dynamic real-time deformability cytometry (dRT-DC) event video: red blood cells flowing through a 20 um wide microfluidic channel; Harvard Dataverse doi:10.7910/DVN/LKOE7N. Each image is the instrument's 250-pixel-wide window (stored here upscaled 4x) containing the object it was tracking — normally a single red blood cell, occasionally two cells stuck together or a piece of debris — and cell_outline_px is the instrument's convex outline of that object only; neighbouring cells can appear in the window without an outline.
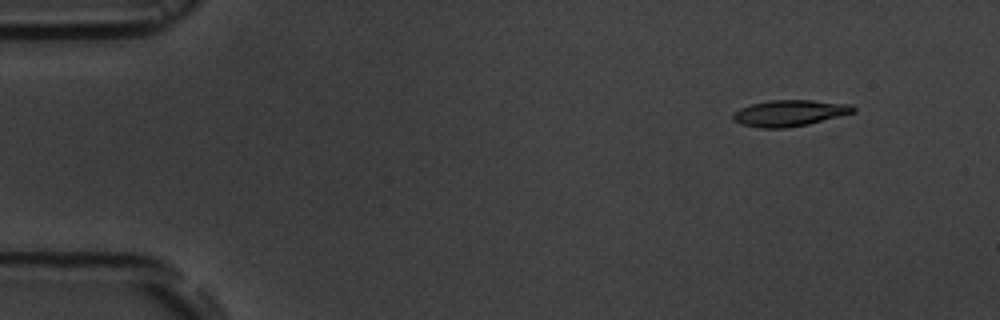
{"species": "common noctule bat (a hibernating species)", "species_latin": "Nyctalus noctula", "temperature_condition": "room temperature", "stored_images_in_passage": 5, "camera_frame_rate_fps": 3000, "um_per_image_px": 0.085, "animal": {"sex": "male", "body_mass_g": 19.5, "forearm_length_mm": 54.6}, "frame": {"image": 1, "passage_image": 2, "time_ms": 1.0, "image_size_px": [1000, 320], "cell_outline_px": [[856, 112], [808, 124], [784, 128], [760, 128], [744, 124], [732, 120], [732, 116], [740, 108], [752, 104], [768, 100], [812, 100], [852, 104], [856, 108]], "centroid_in_image_um": [67.15, 9.6], "position_along_channel_um": 17.8, "area_um2": 18.32}}
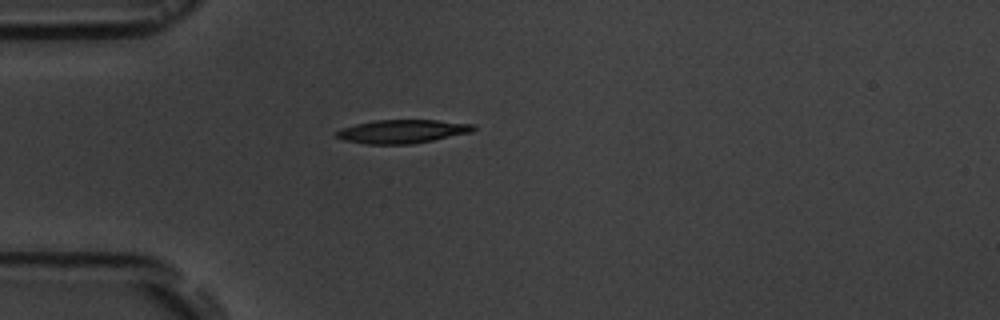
{"frame": {"image": 2, "passage_image": 5, "time_ms": 4.333, "image_size_px": [1000, 320], "cell_outline_px": [[476, 128], [472, 132], [412, 144], [364, 144], [344, 140], [336, 136], [336, 132], [340, 128], [356, 124], [376, 120], [436, 120], [476, 124]], "centroid_in_image_um": [34.2, 11.17], "position_along_channel_um": 50.8, "area_um2": 18.79}}